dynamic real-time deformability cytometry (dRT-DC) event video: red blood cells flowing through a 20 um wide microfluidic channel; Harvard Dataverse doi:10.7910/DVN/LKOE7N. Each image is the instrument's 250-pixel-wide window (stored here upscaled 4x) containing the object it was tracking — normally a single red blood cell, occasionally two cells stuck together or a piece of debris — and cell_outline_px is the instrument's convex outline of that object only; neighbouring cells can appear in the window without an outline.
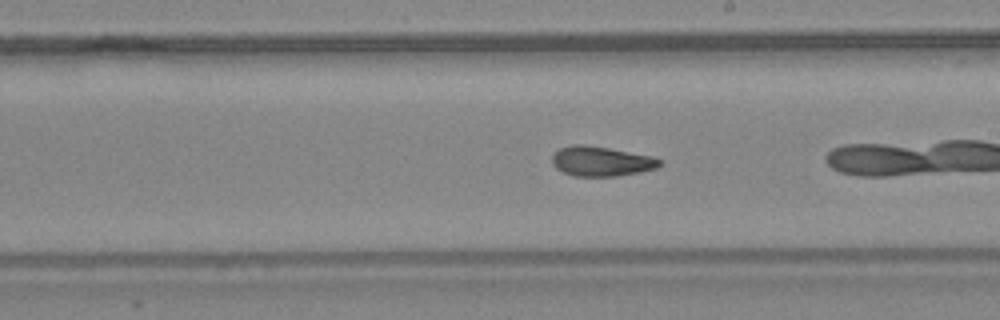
{"species": "common noctule bat (a hibernating species)", "species_latin": "Nyctalus noctula", "temperature_condition": "warm", "stored_images_in_passage": 22, "camera_frame_rate_fps": 3000, "um_per_image_px": 0.085, "animal": {"sex": "female", "body_mass_g": 24.6, "forearm_length_mm": 56.2}, "frame": {"image": 1, "passage_image": 13, "time_ms": 4.0, "image_size_px": [1000, 320], "cell_outline_px": [[660, 164], [656, 168], [640, 172], [616, 176], [572, 176], [556, 168], [552, 164], [552, 156], [560, 148], [572, 144], [584, 144], [608, 148], [652, 156], [660, 160]], "centroid_in_image_um": [51.07, 13.71], "position_along_channel_um": 237.9, "area_um2": 18.55}}
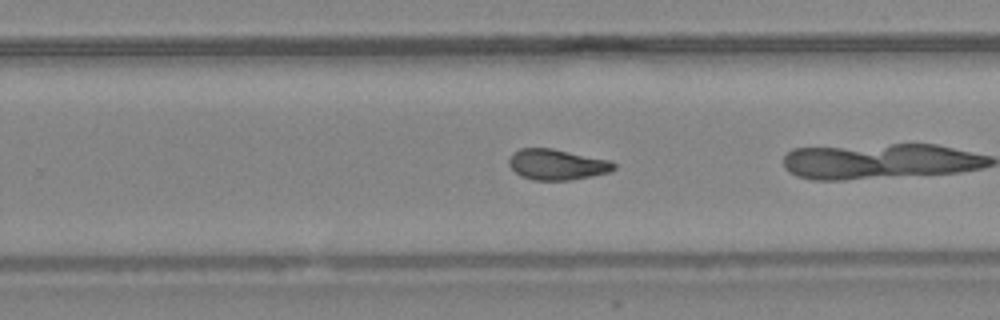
{"frame": {"image": 2, "passage_image": 16, "time_ms": 5.0, "image_size_px": [1000, 320], "cell_outline_px": [[616, 168], [612, 172], [572, 180], [532, 180], [520, 176], [508, 164], [508, 160], [512, 152], [520, 148], [552, 148], [612, 160], [616, 164]], "centroid_in_image_um": [47.37, 13.98], "position_along_channel_um": 282.4, "area_um2": 19.13}}